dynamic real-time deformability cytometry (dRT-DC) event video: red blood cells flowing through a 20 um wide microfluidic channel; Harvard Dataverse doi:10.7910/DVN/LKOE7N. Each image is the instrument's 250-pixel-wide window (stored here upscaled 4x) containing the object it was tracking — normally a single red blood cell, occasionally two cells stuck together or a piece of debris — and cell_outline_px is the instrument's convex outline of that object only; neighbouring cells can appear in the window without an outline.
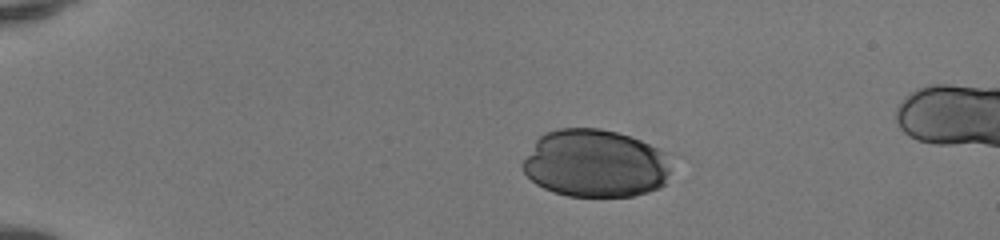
{"species": "human", "species_latin": "Homo sapiens", "temperature_condition": "room temperature", "stored_images_in_passage": 46, "camera_frame_rate_fps": 3000, "um_per_image_px": 0.085, "donor": {"sex": "female"}, "frame": {"image": 1, "passage_image": 12, "time_ms": 3.667, "image_size_px": [1000, 240], "cell_outline_px": [[684, 156], [664, 184], [660, 188], [648, 192], [632, 196], [568, 196], [552, 192], [536, 184], [520, 168], [520, 164], [536, 140], [540, 136], [548, 132], [560, 128], [600, 128], [616, 132], [640, 140]], "centroid_in_image_um": [50.78, 13.89], "position_along_channel_um": 34.2, "area_um2": 60.75}}